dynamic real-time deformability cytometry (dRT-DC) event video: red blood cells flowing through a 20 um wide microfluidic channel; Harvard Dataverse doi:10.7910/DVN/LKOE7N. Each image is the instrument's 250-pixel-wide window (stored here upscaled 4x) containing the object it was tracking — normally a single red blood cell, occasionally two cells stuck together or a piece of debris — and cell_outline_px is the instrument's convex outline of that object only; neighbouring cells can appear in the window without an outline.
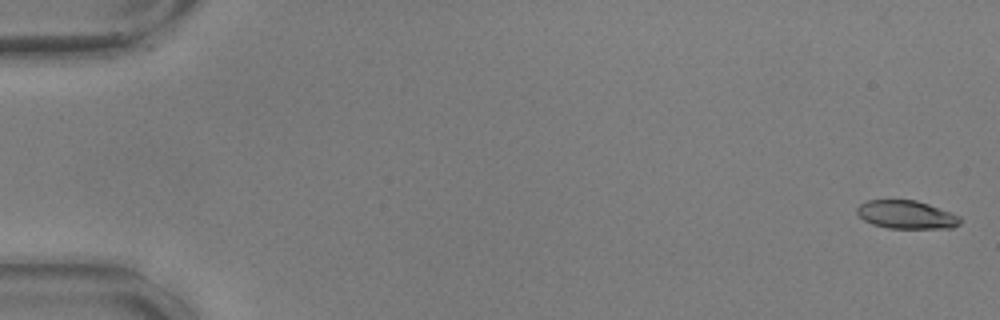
{"species": "common noctule bat (a hibernating species)", "species_latin": "Nyctalus noctula", "temperature_condition": "warm", "stored_images_in_passage": 58, "camera_frame_rate_fps": 3000, "um_per_image_px": 0.085, "animal": {"sex": "male", "body_mass_g": 17.9, "forearm_length_mm": 54.2}, "frame": {"image": 1, "passage_image": 2, "time_ms": 0.333, "image_size_px": [1000, 320], "cell_outline_px": [[960, 224], [952, 228], [888, 228], [872, 224], [864, 220], [856, 212], [856, 208], [860, 204], [868, 200], [916, 200], [928, 204], [960, 216]], "centroid_in_image_um": [77.03, 18.25], "position_along_channel_um": 8.0, "area_um2": 16.88}}
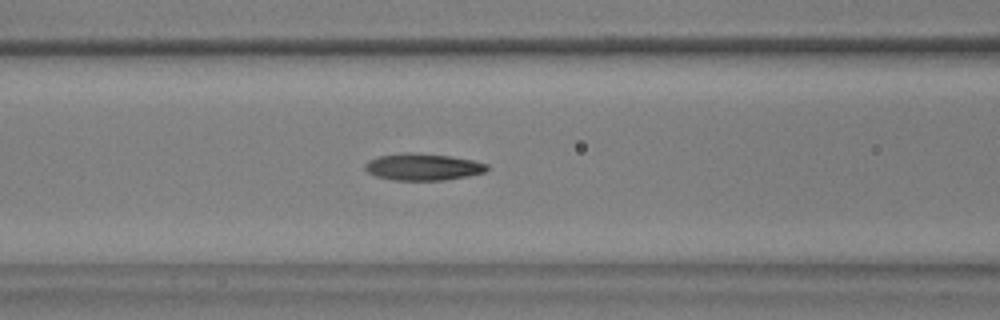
{"frame": {"image": 2, "passage_image": 25, "time_ms": 8.0, "image_size_px": [1000, 320], "cell_outline_px": [[488, 168], [484, 172], [468, 176], [444, 180], [396, 180], [376, 176], [368, 172], [364, 168], [364, 164], [368, 160], [380, 156], [404, 152], [452, 156], [472, 160], [488, 164]], "centroid_in_image_um": [35.94, 14.18], "position_along_channel_um": 130.7, "area_um2": 18.96}}
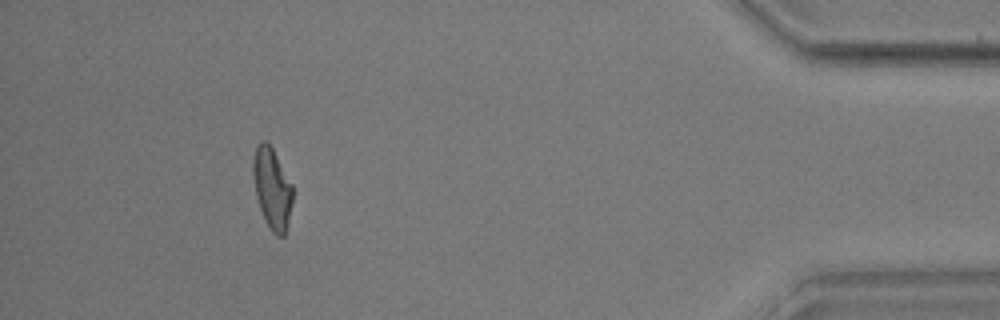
{"frame": {"image": 3, "passage_image": 53, "time_ms": 17.333, "image_size_px": [1000, 320], "cell_outline_px": [[292, 200], [288, 224], [284, 236], [276, 236], [272, 232], [264, 220], [256, 196], [252, 176], [252, 160], [256, 144], [260, 140], [264, 140], [272, 148], [292, 184]], "centroid_in_image_um": [23.1, 16.01], "position_along_channel_um": 412.1, "area_um2": 18.79}, "authors_computed_cell_mechanics": {"area_um2": 18.6694, "velocity_mm_per_s": 3.595, "shape_relaxation_time_tau1_ms": 4.0312, "shape_relaxation_time_tau2_ms": 3.1253, "deformation_change_tau1": 0.1821, "deformation_change_tau2": 0.0871}}